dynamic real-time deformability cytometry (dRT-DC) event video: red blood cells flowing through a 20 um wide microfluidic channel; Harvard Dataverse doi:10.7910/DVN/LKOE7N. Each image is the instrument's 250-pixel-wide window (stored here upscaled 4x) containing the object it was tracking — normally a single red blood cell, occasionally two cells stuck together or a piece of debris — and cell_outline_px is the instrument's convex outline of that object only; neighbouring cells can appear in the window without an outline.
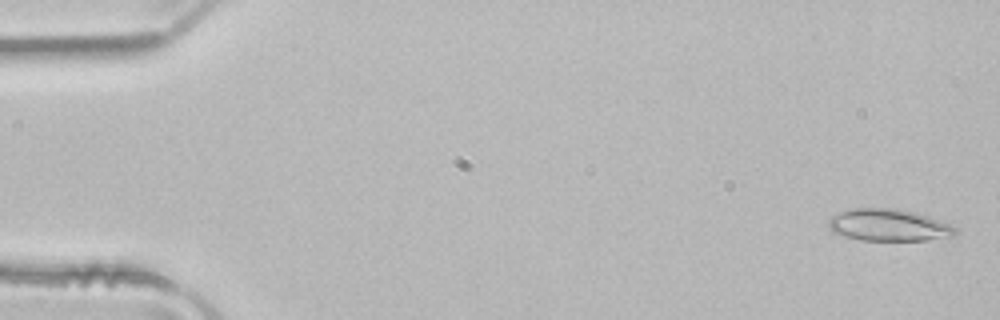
{"species": "common noctule bat (a hibernating species)", "species_latin": "Nyctalus noctula", "temperature_condition": "room temperature", "stored_images_in_passage": 52, "camera_frame_rate_fps": 3000, "um_per_image_px": 0.085, "animal": {"sex": "male", "body_mass_g": 21.5, "forearm_length_mm": 52.0}, "frame": {"image": 1, "passage_image": 2, "time_ms": 0.333, "image_size_px": [1000, 320], "cell_outline_px": [[960, 232], [956, 236], [928, 240], [860, 240], [832, 232], [828, 228], [828, 220], [832, 216], [840, 212], [852, 208], [896, 208], [916, 212], [928, 216], [948, 224], [956, 228]], "centroid_in_image_um": [75.55, 19.13], "position_along_channel_um": 9.4, "area_um2": 23.81}}
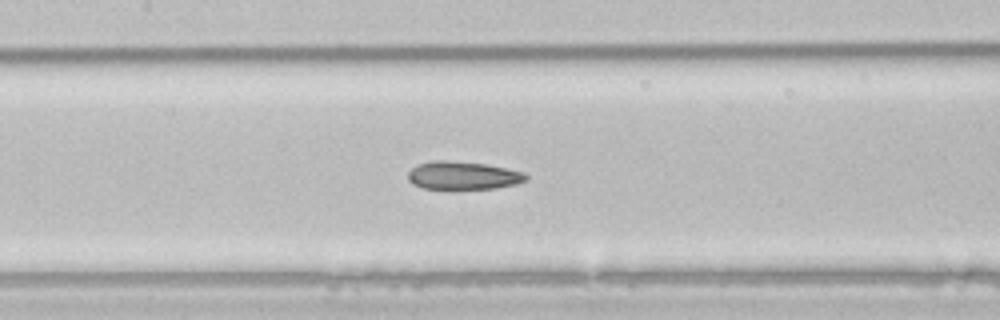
{"frame": {"image": 2, "passage_image": 24, "time_ms": 7.667, "image_size_px": [1000, 320], "cell_outline_px": [[528, 180], [516, 184], [496, 188], [424, 188], [412, 184], [408, 180], [408, 172], [416, 164], [432, 160], [448, 160], [484, 164], [524, 172], [528, 176]], "centroid_in_image_um": [39.33, 14.9], "position_along_channel_um": 168.1, "area_um2": 19.19}}
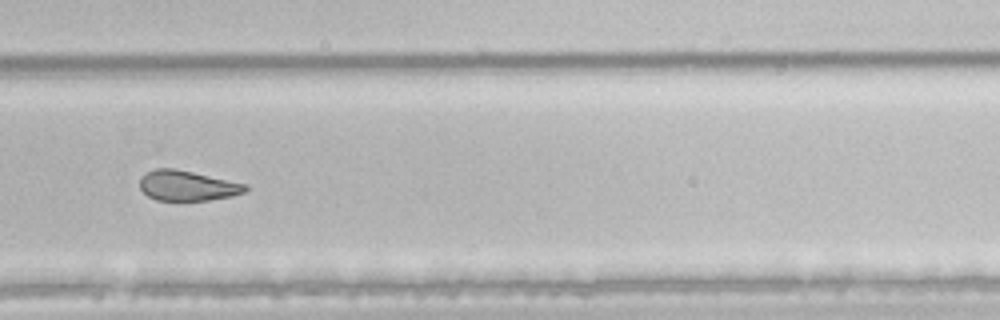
{"frame": {"image": 3, "passage_image": 35, "time_ms": 11.333, "image_size_px": [1000, 320], "cell_outline_px": [[248, 188], [244, 192], [232, 196], [208, 200], [156, 200], [148, 196], [140, 188], [140, 176], [144, 172], [156, 168], [172, 168], [192, 172], [248, 184]], "centroid_in_image_um": [15.9, 15.77], "position_along_channel_um": 313.9, "area_um2": 18.55}, "authors_computed_cell_mechanics": {"area_um2": 21.386, "velocity_mm_per_s": 3.9997, "shape_relaxation_time_tau1_ms": 8.2388, "shape_relaxation_time_tau2_ms": 2.7785, "deformation_change_tau1": 0.1961, "deformation_change_tau2": 0.1076}}